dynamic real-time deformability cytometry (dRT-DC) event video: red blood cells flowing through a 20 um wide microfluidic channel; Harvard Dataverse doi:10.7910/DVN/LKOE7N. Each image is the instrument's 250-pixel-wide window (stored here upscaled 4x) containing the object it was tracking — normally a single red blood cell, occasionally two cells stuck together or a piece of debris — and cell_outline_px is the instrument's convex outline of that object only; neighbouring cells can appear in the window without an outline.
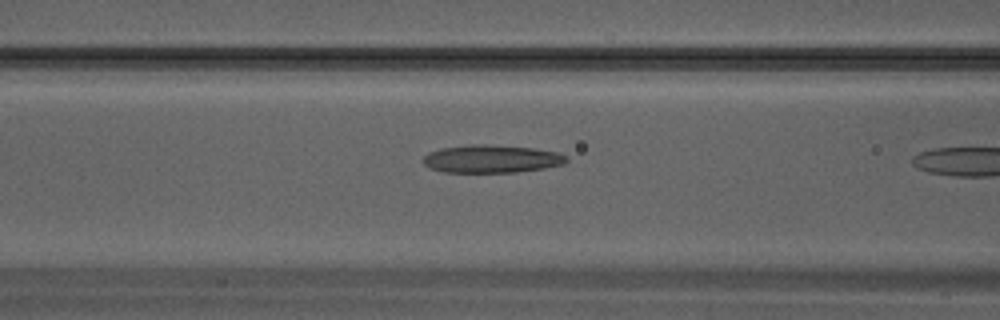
{"species": "Egyptian fruit bat (a non-hibernating species)", "species_latin": "Rousettus aegyptiacus", "temperature_condition": "warm", "stored_images_in_passage": 5, "camera_frame_rate_fps": 3000, "um_per_image_px": 0.085, "animal": {"sex": "male"}, "frame": {"image": 1, "passage_image": 4, "time_ms": 1.0, "image_size_px": [1000, 320], "cell_outline_px": [[568, 160], [564, 164], [544, 168], [516, 172], [444, 172], [428, 168], [424, 164], [424, 156], [428, 152], [444, 148], [476, 144], [484, 144], [536, 148], [560, 152], [568, 156]], "centroid_in_image_um": [41.83, 13.5], "position_along_channel_um": 124.8, "area_um2": 23.35}}